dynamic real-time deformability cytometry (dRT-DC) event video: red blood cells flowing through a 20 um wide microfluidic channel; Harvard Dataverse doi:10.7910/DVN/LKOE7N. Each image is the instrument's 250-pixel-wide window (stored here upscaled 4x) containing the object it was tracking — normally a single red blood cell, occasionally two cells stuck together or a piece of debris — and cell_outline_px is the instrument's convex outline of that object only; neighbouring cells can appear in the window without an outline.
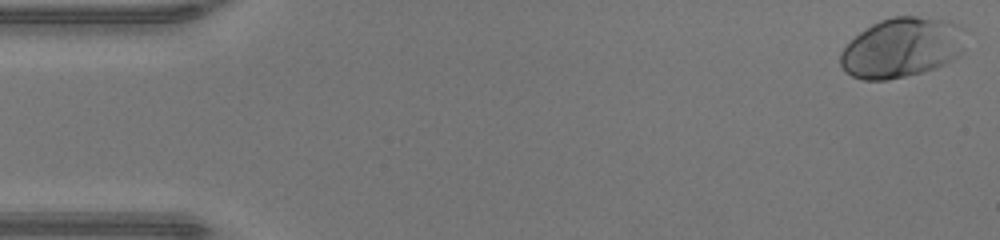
{"species": "human", "species_latin": "Homo sapiens", "temperature_condition": "warm", "stored_images_in_passage": 47, "camera_frame_rate_fps": 3000, "um_per_image_px": 0.085, "donor": {"sex": "male"}, "frame": {"image": 1, "passage_image": 1, "time_ms": 0.0, "image_size_px": [1000, 240], "cell_outline_px": [[964, 28], [960, 52], [956, 56], [944, 64], [920, 72], [888, 80], [864, 80], [852, 76], [844, 72], [840, 64], [840, 52], [860, 32], [872, 24], [880, 20], [892, 16], [916, 16], [948, 20]], "centroid_in_image_um": [76.6, 4.04], "position_along_channel_um": 8.4, "area_um2": 43.12}}
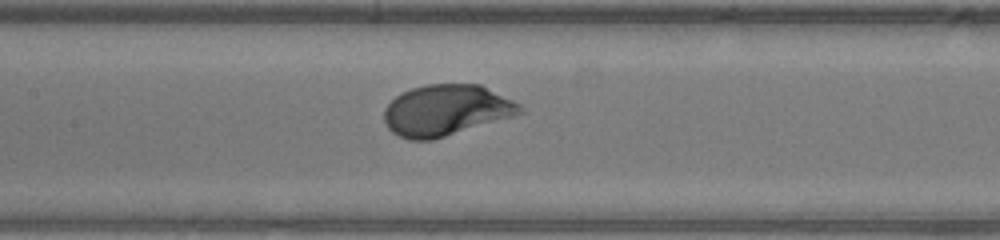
{"frame": {"image": 2, "passage_image": 22, "time_ms": 7.0, "image_size_px": [1000, 240], "cell_outline_px": [[524, 112], [512, 116], [432, 140], [408, 140], [392, 132], [388, 128], [384, 120], [384, 108], [396, 96], [412, 88], [428, 84], [480, 84], [520, 104], [524, 108]], "centroid_in_image_um": [37.9, 9.37], "position_along_channel_um": 169.5, "area_um2": 40.0}}
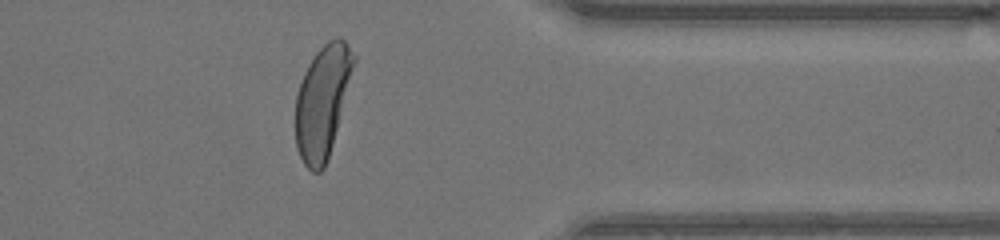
{"frame": {"image": 3, "passage_image": 38, "time_ms": 12.333, "image_size_px": [1000, 240], "cell_outline_px": [[356, 60], [328, 160], [324, 168], [320, 172], [312, 172], [304, 164], [296, 148], [296, 96], [304, 72], [308, 64], [316, 52], [328, 40], [336, 36], [340, 36], [348, 44], [356, 56]], "centroid_in_image_um": [27.42, 8.61], "position_along_channel_um": 384.0, "area_um2": 37.97}, "authors_computed_cell_mechanics": {"area_um2": 39.9398, "velocity_mm_per_s": 4.3204, "shape_relaxation_time_tau1_ms": 1.5307, "shape_relaxation_time_tau2_ms": null, "deformation_change_tau1": 0.148, "deformation_change_tau2": null}}